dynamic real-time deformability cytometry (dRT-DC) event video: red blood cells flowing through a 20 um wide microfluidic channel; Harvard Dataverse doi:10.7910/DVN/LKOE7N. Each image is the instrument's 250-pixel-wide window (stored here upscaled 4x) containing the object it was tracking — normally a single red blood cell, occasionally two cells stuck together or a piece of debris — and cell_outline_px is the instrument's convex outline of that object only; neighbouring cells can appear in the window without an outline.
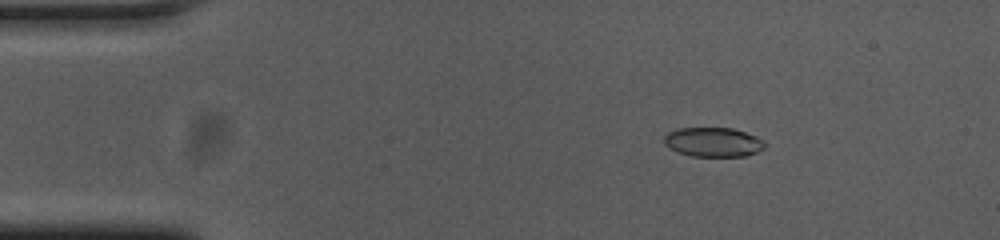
{"species": "common noctule bat (a hibernating species)", "species_latin": "Nyctalus noctula", "temperature_condition": "cold", "stored_images_in_passage": 54, "camera_frame_rate_fps": 3000, "um_per_image_px": 0.085, "animal": {"sex": "female", "body_mass_g": 23.0, "forearm_length_mm": 53.4}, "frame": {"image": 1, "passage_image": 8, "time_ms": 2.333, "image_size_px": [1000, 240], "cell_outline_px": [[764, 148], [756, 152], [744, 156], [692, 156], [676, 152], [664, 144], [664, 136], [668, 132], [676, 128], [732, 128], [756, 136], [764, 140]], "centroid_in_image_um": [60.59, 12.07], "position_along_channel_um": 24.4, "area_um2": 17.22}}
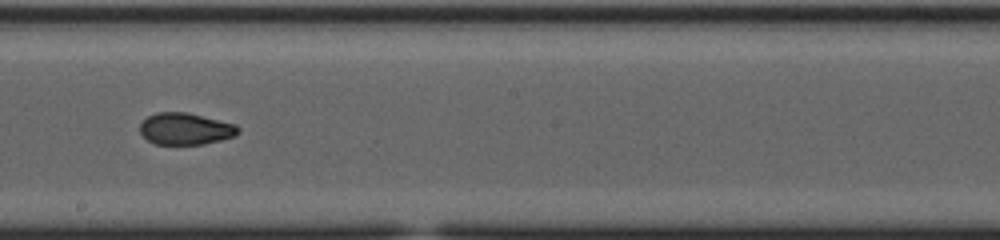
{"frame": {"image": 2, "passage_image": 30, "time_ms": 9.667, "image_size_px": [1000, 240], "cell_outline_px": [[240, 132], [236, 136], [204, 144], [156, 144], [148, 140], [140, 132], [140, 124], [148, 116], [156, 112], [188, 112], [236, 124], [240, 128]], "centroid_in_image_um": [15.8, 10.94], "position_along_channel_um": 232.4, "area_um2": 18.26}}
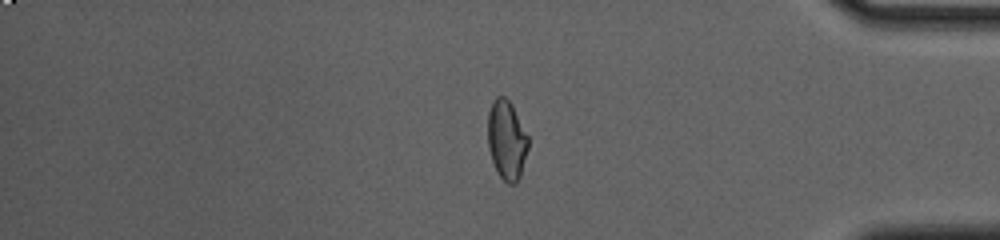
{"frame": {"image": 3, "passage_image": 45, "time_ms": 14.667, "image_size_px": [1000, 240], "cell_outline_px": [[528, 148], [520, 176], [516, 184], [508, 184], [496, 172], [488, 148], [488, 112], [492, 100], [496, 96], [504, 96], [512, 104], [528, 136]], "centroid_in_image_um": [43.05, 11.89], "position_along_channel_um": 392.1, "area_um2": 18.79}, "authors_computed_cell_mechanics": {"area_um2": 18.6694, "velocity_mm_per_s": 3.7616, "shape_relaxation_time_tau1_ms": 10.0694, "shape_relaxation_time_tau2_ms": 2.4918, "deformation_change_tau1": 0.2312, "deformation_change_tau2": 0.0597}}